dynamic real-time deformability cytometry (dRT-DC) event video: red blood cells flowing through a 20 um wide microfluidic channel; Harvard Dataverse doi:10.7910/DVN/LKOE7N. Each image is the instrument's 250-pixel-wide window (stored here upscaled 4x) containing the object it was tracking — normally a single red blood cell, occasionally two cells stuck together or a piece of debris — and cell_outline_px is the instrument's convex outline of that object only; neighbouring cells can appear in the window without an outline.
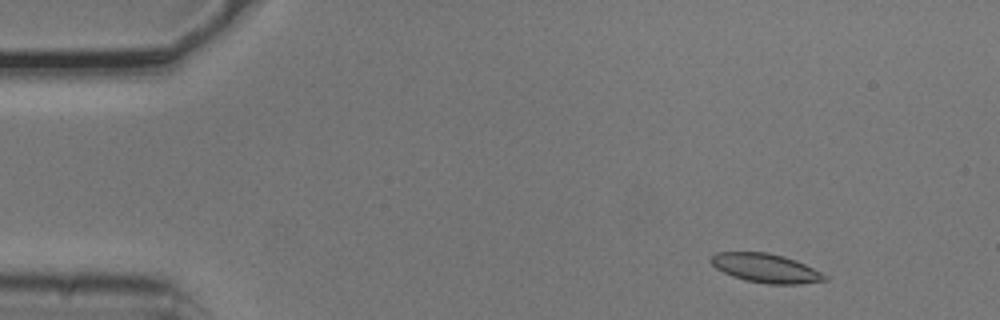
{"species": "common noctule bat (a hibernating species)", "species_latin": "Nyctalus noctula", "temperature_condition": "cold", "stored_images_in_passage": 4, "camera_frame_rate_fps": 3000, "um_per_image_px": 0.085, "animal": {"sex": "male", "body_mass_g": 20.5, "forearm_length_mm": 52.5}, "frame": {"image": 1, "passage_image": 2, "time_ms": 0.333, "image_size_px": [1000, 320], "cell_outline_px": [[828, 280], [800, 284], [768, 284], [744, 280], [732, 276], [716, 268], [708, 260], [716, 252], [768, 252], [784, 256], [796, 260], [828, 276]], "centroid_in_image_um": [65.08, 22.79], "position_along_channel_um": 19.9, "area_um2": 19.25}}
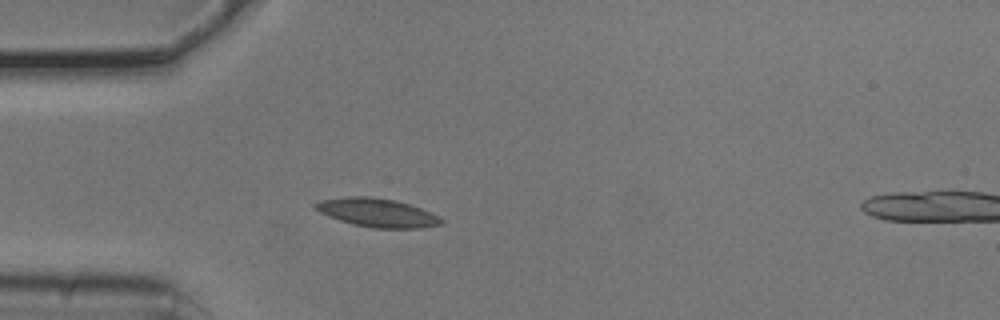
{"frame": {"image": 2, "passage_image": 4, "time_ms": 1.0, "image_size_px": [1000, 320], "cell_outline_px": [[444, 220], [440, 224], [420, 228], [372, 228], [352, 224], [328, 216], [312, 208], [312, 204], [320, 200], [348, 196], [368, 196], [396, 200], [432, 212], [440, 216]], "centroid_in_image_um": [32.03, 18.07], "position_along_channel_um": 53.0, "area_um2": 21.1}}